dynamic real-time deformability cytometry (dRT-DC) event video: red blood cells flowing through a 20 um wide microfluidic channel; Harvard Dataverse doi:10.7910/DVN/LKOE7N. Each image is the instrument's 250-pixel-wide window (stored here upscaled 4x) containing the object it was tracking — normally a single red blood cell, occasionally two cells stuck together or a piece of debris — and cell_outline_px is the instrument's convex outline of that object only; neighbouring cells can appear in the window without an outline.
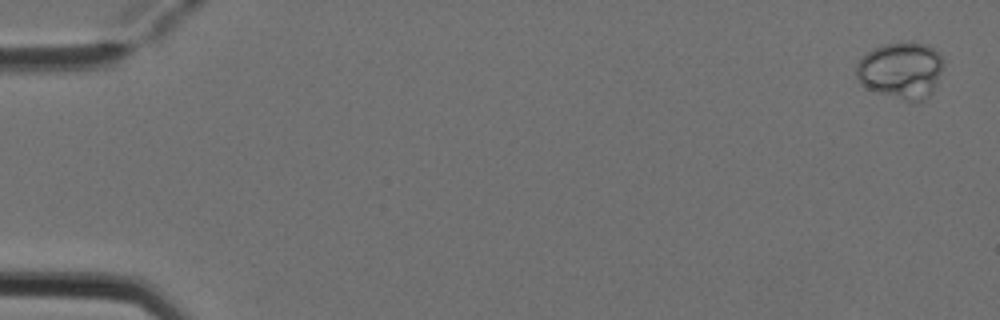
{"species": "Egyptian fruit bat (a non-hibernating species)", "species_latin": "Rousettus aegyptiacus", "temperature_condition": "cold", "stored_images_in_passage": 5, "camera_frame_rate_fps": 3000, "um_per_image_px": 0.085, "animal": {"sex": "female"}, "frame": {"image": 1, "passage_image": 1, "time_ms": 0.0, "image_size_px": [1000, 320], "cell_outline_px": [[944, 64], [936, 84], [932, 92], [924, 100], [904, 100], [868, 88], [860, 84], [856, 76], [856, 64], [872, 48], [884, 44], [900, 40], [912, 40], [928, 44], [940, 52], [944, 60]], "centroid_in_image_um": [76.62, 5.91], "position_along_channel_um": 8.4, "area_um2": 29.13}}